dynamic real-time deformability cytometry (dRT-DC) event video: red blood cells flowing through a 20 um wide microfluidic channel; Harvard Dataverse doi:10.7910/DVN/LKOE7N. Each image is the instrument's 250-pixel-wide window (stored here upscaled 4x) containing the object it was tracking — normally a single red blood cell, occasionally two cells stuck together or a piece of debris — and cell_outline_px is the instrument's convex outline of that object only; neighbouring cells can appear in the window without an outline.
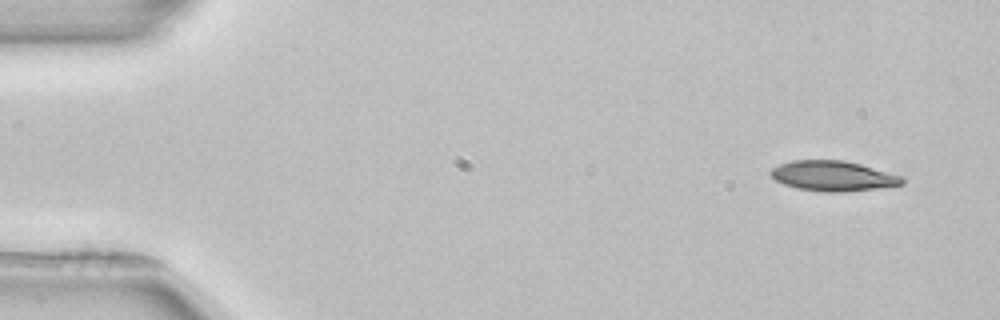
{"species": "common noctule bat (a hibernating species)", "species_latin": "Nyctalus noctula", "temperature_condition": "room temperature", "stored_images_in_passage": 3, "camera_frame_rate_fps": 3000, "um_per_image_px": 0.085, "animal": {"sex": "female", "body_mass_g": 22.7, "forearm_length_mm": 54.2}, "frame": {"image": 1, "passage_image": 1, "time_ms": 0.0, "image_size_px": [1000, 320], "cell_outline_px": [[904, 184], [876, 188], [840, 192], [824, 192], [796, 188], [784, 184], [776, 180], [768, 172], [772, 168], [780, 164], [792, 160], [844, 160], [860, 164], [904, 176]], "centroid_in_image_um": [70.81, 14.95], "position_along_channel_um": 14.2, "area_um2": 23.06}}
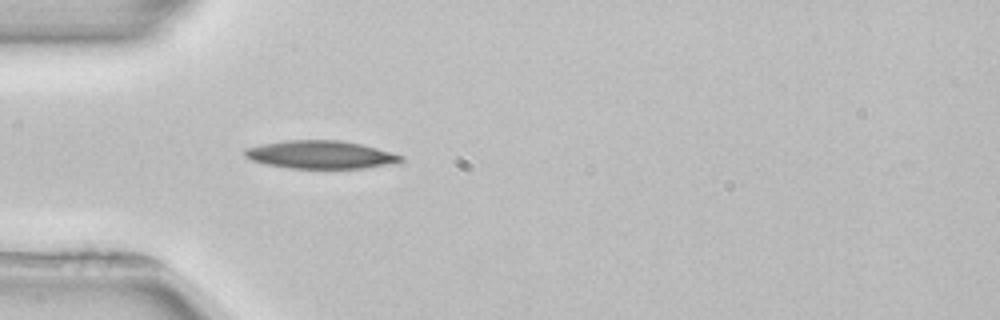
{"frame": {"image": 2, "passage_image": 3, "time_ms": 4.0, "image_size_px": [1000, 320], "cell_outline_px": [[404, 160], [400, 164], [364, 168], [288, 168], [264, 164], [252, 160], [244, 156], [244, 148], [284, 140], [340, 140], [360, 144], [392, 152], [404, 156]], "centroid_in_image_um": [27.3, 13.15], "position_along_channel_um": 57.7, "area_um2": 25.72}}